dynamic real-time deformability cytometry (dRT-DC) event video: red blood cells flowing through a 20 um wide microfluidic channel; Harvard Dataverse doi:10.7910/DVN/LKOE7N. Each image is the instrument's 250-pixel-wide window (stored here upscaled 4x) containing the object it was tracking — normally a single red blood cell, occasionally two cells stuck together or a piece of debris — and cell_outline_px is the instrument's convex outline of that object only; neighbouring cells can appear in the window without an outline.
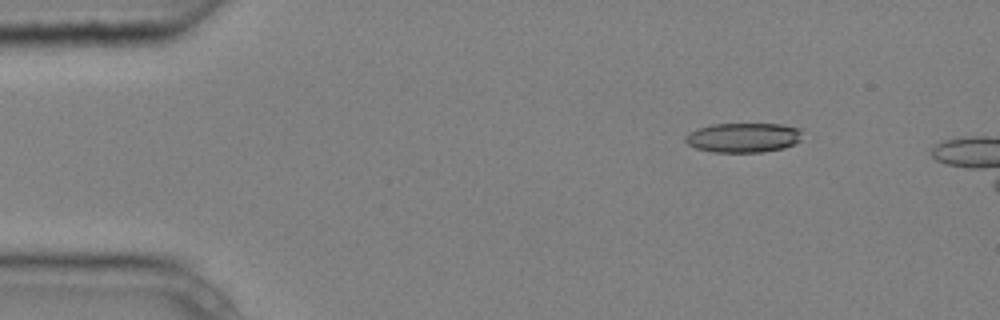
{"species": "common noctule bat (a hibernating species)", "species_latin": "Nyctalus noctula", "temperature_condition": "cold", "stored_images_in_passage": 4, "camera_frame_rate_fps": 3000, "um_per_image_px": 0.085, "animal": {"sex": "male", "body_mass_g": 20.4}, "frame": {"image": 1, "passage_image": 2, "time_ms": 0.333, "image_size_px": [1000, 320], "cell_outline_px": [[800, 140], [796, 144], [784, 148], [760, 152], [712, 152], [696, 148], [688, 144], [684, 140], [684, 136], [688, 132], [696, 128], [712, 124], [784, 124], [800, 128]], "centroid_in_image_um": [63.16, 11.69], "position_along_channel_um": 21.8, "area_um2": 20.35}}